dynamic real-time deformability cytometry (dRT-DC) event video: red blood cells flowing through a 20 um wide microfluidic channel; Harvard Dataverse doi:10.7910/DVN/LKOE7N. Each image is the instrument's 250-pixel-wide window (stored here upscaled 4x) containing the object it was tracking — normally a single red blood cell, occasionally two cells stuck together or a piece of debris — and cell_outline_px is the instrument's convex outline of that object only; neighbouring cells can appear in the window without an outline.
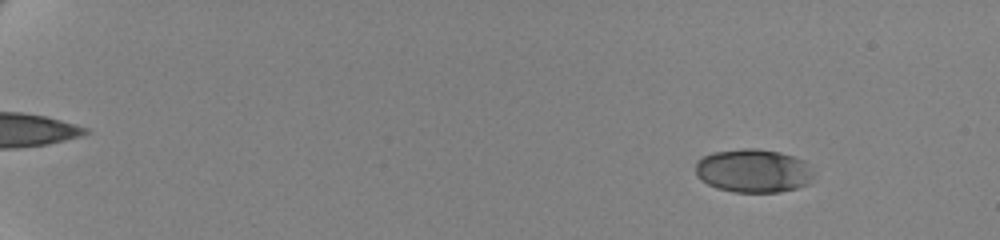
{"species": "human", "species_latin": "Homo sapiens", "temperature_condition": "cold", "stored_images_in_passage": 63, "camera_frame_rate_fps": 3000, "um_per_image_px": 0.085, "donor": {"sex": "female"}, "frame": {"image": 1, "passage_image": 9, "time_ms": 2.667, "image_size_px": [1000, 240], "cell_outline_px": [[812, 176], [808, 184], [796, 188], [780, 192], [736, 192], [716, 188], [700, 180], [696, 172], [696, 160], [712, 152], [744, 148], [756, 148], [780, 152], [804, 160], [812, 172]], "centroid_in_image_um": [64.0, 14.51], "position_along_channel_um": 21.0, "area_um2": 29.94}}
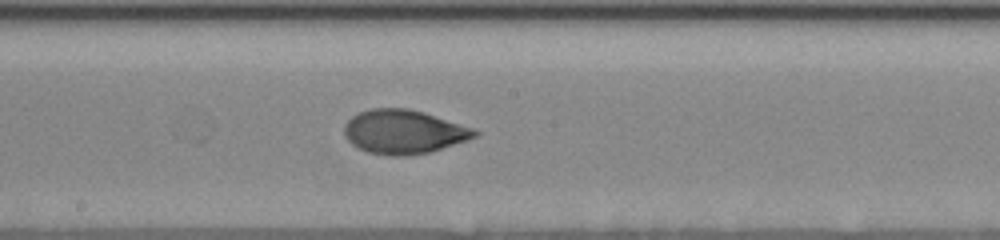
{"frame": {"image": 2, "passage_image": 39, "time_ms": 12.667, "image_size_px": [1000, 240], "cell_outline_px": [[480, 132], [476, 136], [428, 152], [408, 156], [392, 156], [368, 152], [352, 144], [348, 140], [344, 132], [344, 124], [352, 116], [368, 108], [408, 108], [424, 112], [472, 128]], "centroid_in_image_um": [34.26, 11.19], "position_along_channel_um": 213.9, "area_um2": 33.0}}
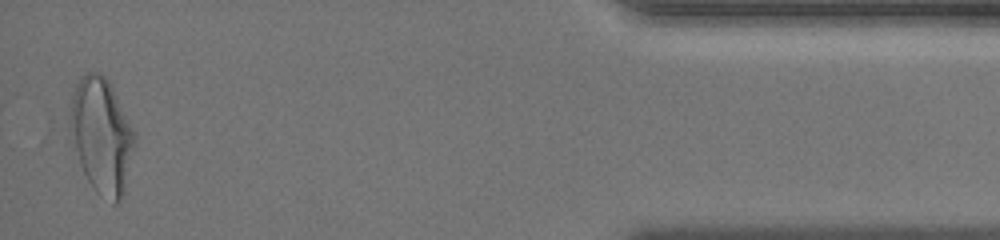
{"frame": {"image": 3, "passage_image": 62, "time_ms": 20.333, "image_size_px": [1000, 240], "cell_outline_px": [[136, 140], [124, 192], [120, 200], [116, 204], [112, 204], [100, 196], [92, 188], [80, 164], [68, 116], [68, 112], [72, 96], [76, 84], [80, 76], [88, 72], [96, 72], [104, 76], [108, 80], [136, 132]], "centroid_in_image_um": [8.65, 11.53], "position_along_channel_um": 426.5, "area_um2": 43.29}, "authors_computed_cell_mechanics": {"area_um2": 32.368, "velocity_mm_per_s": 3.4874, "shape_relaxation_time_tau1_ms": 4.6911, "shape_relaxation_time_tau2_ms": 0.842, "deformation_change_tau1": 0.1788, "deformation_change_tau2": 0.0462}}